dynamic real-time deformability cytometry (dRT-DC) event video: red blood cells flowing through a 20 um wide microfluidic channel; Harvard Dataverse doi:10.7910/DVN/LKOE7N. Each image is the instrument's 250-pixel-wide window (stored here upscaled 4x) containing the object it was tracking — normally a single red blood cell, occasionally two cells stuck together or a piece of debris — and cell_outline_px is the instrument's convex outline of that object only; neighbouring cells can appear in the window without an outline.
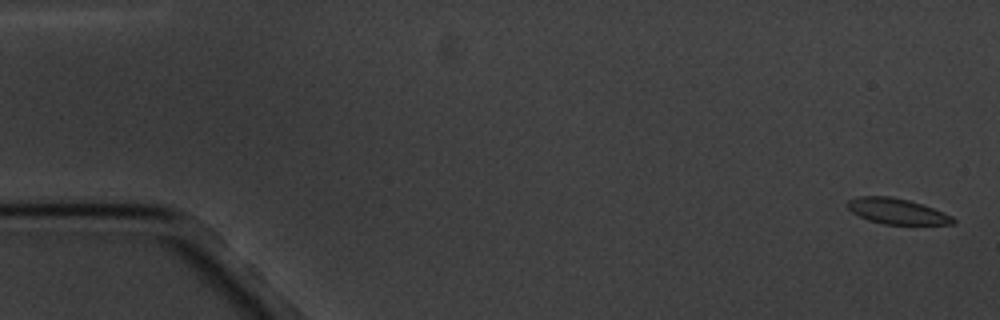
{"species": "common noctule bat (a hibernating species)", "species_latin": "Nyctalus noctula", "temperature_condition": "cold", "stored_images_in_passage": 11, "camera_frame_rate_fps": 3000, "um_per_image_px": 0.085, "animal": {"sex": "male", "body_mass_g": 20.1, "forearm_length_mm": 53.5}, "frame": {"image": 1, "passage_image": 1, "time_ms": 0.0, "image_size_px": [1000, 320], "cell_outline_px": [[956, 224], [884, 224], [868, 220], [852, 212], [848, 208], [848, 200], [860, 196], [892, 196], [908, 200], [932, 208], [952, 216], [956, 220]], "centroid_in_image_um": [76.24, 17.96], "position_along_channel_um": 8.8, "area_um2": 15.55}}
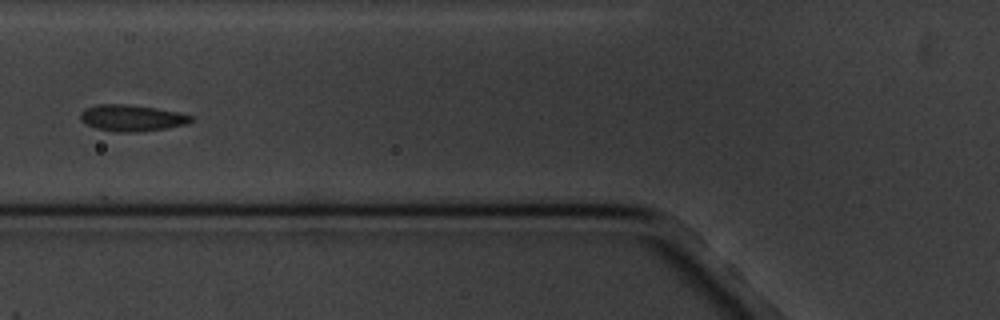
{"frame": {"image": 2, "passage_image": 7, "time_ms": 7.0, "image_size_px": [1000, 320], "cell_outline_px": [[192, 120], [188, 124], [164, 128], [136, 132], [116, 132], [96, 128], [80, 120], [80, 112], [84, 108], [96, 104], [128, 104], [156, 108], [176, 112], [192, 116]], "centroid_in_image_um": [11.16, 10.02], "position_along_channel_um": 114.6, "area_um2": 16.94}}
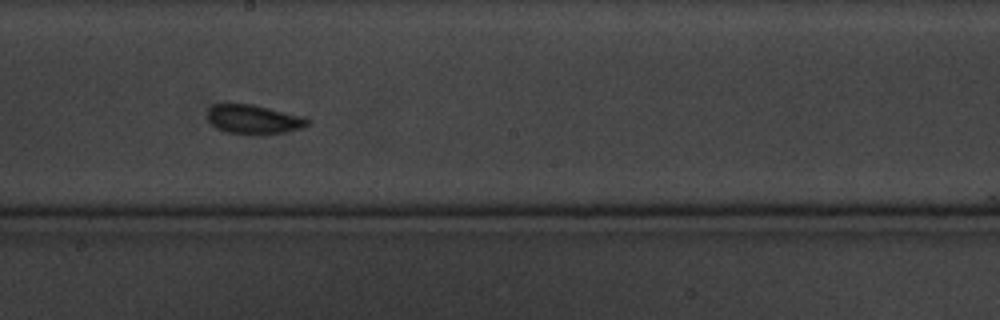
{"frame": {"image": 3, "passage_image": 10, "time_ms": 10.333, "image_size_px": [1000, 320], "cell_outline_px": [[312, 120], [308, 124], [300, 128], [284, 132], [228, 132], [216, 128], [208, 120], [208, 108], [212, 104], [252, 104], [304, 116]], "centroid_in_image_um": [21.56, 10.1], "position_along_channel_um": 226.6, "area_um2": 16.42}}